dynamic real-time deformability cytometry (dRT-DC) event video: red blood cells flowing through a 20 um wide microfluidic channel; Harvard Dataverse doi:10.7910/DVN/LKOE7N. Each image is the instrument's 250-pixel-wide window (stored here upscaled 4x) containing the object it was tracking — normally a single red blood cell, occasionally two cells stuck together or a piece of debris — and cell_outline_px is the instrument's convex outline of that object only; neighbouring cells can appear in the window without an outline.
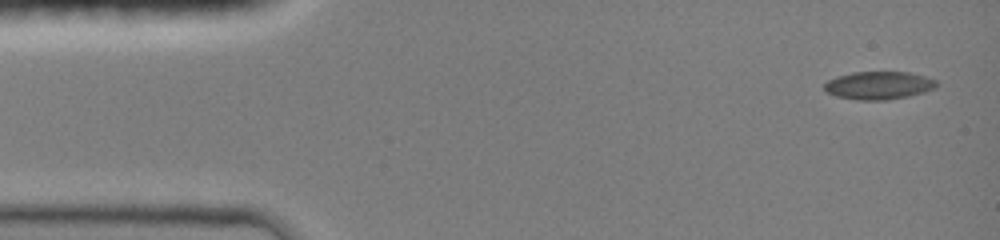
{"species": "common noctule bat (a hibernating species)", "species_latin": "Nyctalus noctula", "temperature_condition": "room temperature", "stored_images_in_passage": 10, "camera_frame_rate_fps": 3000, "um_per_image_px": 0.085, "animal": {"sex": "female", "body_mass_g": 19.0, "forearm_length_mm": 51.5}, "frame": {"image": 1, "passage_image": 1, "time_ms": 0.0, "image_size_px": [1000, 240], "cell_outline_px": [[936, 88], [924, 92], [908, 96], [888, 100], [856, 100], [836, 96], [828, 92], [824, 88], [824, 84], [828, 80], [836, 76], [852, 72], [912, 72], [936, 80]], "centroid_in_image_um": [74.69, 7.26], "position_along_channel_um": 10.3, "area_um2": 18.32}}
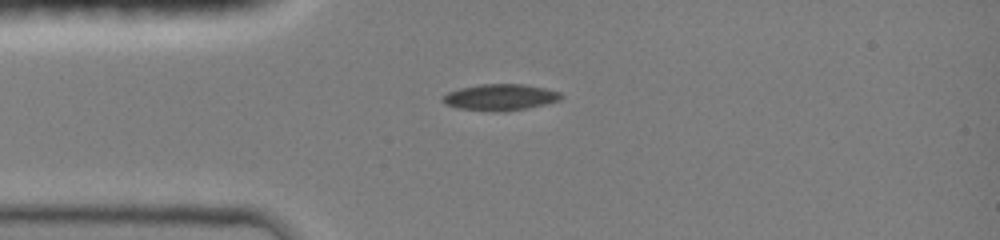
{"frame": {"image": 2, "passage_image": 7, "time_ms": 3.0, "image_size_px": [1000, 240], "cell_outline_px": [[564, 96], [560, 100], [544, 104], [524, 108], [460, 108], [444, 104], [440, 100], [448, 92], [460, 88], [480, 84], [524, 84], [544, 88], [560, 92]], "centroid_in_image_um": [42.53, 8.2], "position_along_channel_um": 42.5, "area_um2": 17.05}}
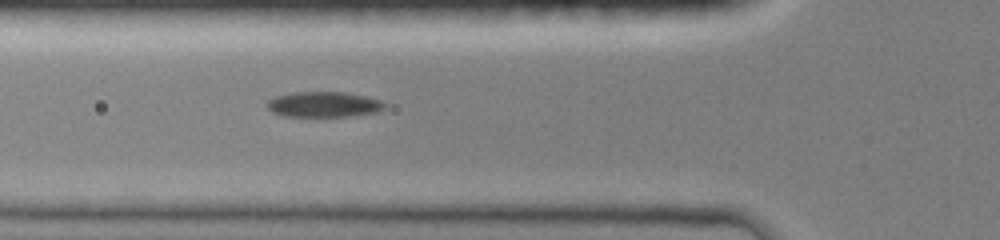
{"frame": {"image": 3, "passage_image": 10, "time_ms": 4.667, "image_size_px": [1000, 240], "cell_outline_px": [[384, 108], [376, 112], [348, 116], [284, 116], [272, 112], [268, 108], [268, 100], [276, 96], [292, 92], [344, 92], [364, 96], [380, 100], [384, 104]], "centroid_in_image_um": [27.48, 8.87], "position_along_channel_um": 98.3, "area_um2": 17.17}}